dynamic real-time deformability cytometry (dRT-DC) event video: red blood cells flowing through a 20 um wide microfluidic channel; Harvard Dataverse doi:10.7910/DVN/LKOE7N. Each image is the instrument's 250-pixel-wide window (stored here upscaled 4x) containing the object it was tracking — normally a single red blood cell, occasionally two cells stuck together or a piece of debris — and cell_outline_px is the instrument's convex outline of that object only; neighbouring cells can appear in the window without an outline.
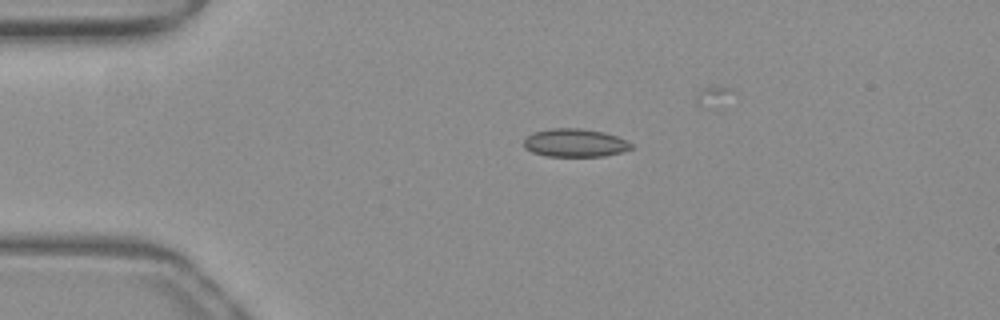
{"species": "common noctule bat (a hibernating species)", "species_latin": "Nyctalus noctula", "temperature_condition": "warm", "stored_images_in_passage": 12, "camera_frame_rate_fps": 3000, "um_per_image_px": 0.085, "animal": {"sex": "female", "body_mass_g": 19.3, "forearm_length_mm": 54.1}, "frame": {"image": 1, "passage_image": 1, "time_ms": 0.0, "image_size_px": [1000, 320], "cell_outline_px": [[632, 148], [624, 152], [604, 156], [548, 156], [532, 152], [524, 148], [524, 140], [528, 136], [536, 132], [548, 128], [580, 128], [604, 132], [616, 136], [632, 144]], "centroid_in_image_um": [48.88, 12.14], "position_along_channel_um": 36.1, "area_um2": 17.57}}
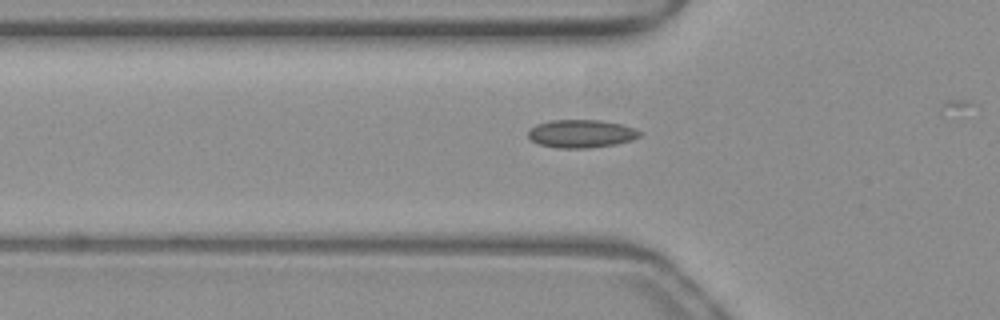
{"frame": {"image": 2, "passage_image": 7, "time_ms": 2.0, "image_size_px": [1000, 320], "cell_outline_px": [[640, 136], [632, 140], [616, 144], [592, 148], [556, 148], [540, 144], [532, 140], [528, 136], [528, 132], [536, 124], [552, 120], [600, 120], [620, 124], [636, 128], [640, 132]], "centroid_in_image_um": [49.42, 11.37], "position_along_channel_um": 76.4, "area_um2": 18.21}}
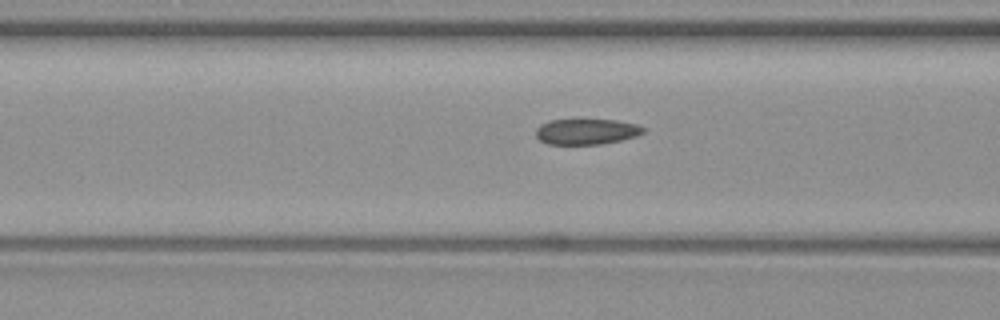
{"frame": {"image": 3, "passage_image": 10, "time_ms": 3.0, "image_size_px": [1000, 320], "cell_outline_px": [[644, 132], [636, 136], [620, 140], [600, 144], [548, 144], [540, 140], [536, 136], [536, 128], [540, 124], [548, 120], [616, 120], [636, 124], [644, 128]], "centroid_in_image_um": [49.82, 11.18], "position_along_channel_um": 116.8, "area_um2": 15.95}}